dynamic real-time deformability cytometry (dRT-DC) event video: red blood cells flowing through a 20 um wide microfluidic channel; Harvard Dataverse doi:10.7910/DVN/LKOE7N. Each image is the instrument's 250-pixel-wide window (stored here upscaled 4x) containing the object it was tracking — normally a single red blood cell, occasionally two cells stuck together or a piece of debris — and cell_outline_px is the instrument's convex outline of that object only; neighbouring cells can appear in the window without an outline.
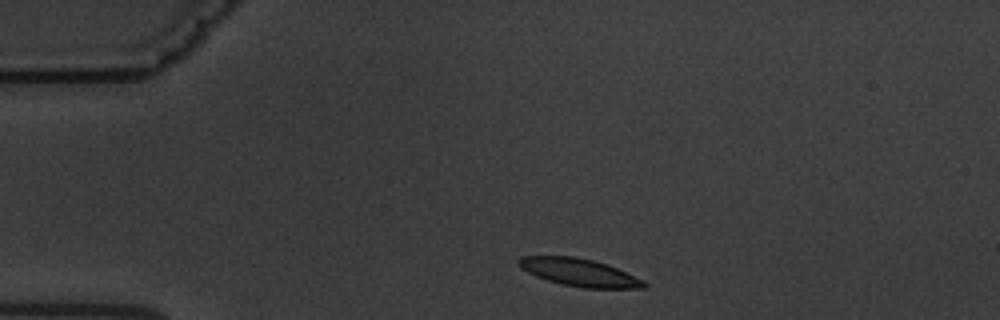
{"species": "common noctule bat (a hibernating species)", "species_latin": "Nyctalus noctula", "temperature_condition": "warm", "stored_images_in_passage": 5, "camera_frame_rate_fps": 3000, "um_per_image_px": 0.085, "animal": {"sex": "male", "body_mass_g": 19.5, "forearm_length_mm": 54.6}, "frame": {"image": 1, "passage_image": 1, "time_ms": 0.0, "image_size_px": [1000, 320], "cell_outline_px": [[648, 284], [644, 288], [584, 288], [564, 284], [548, 280], [536, 276], [520, 268], [516, 264], [516, 260], [520, 256], [576, 256], [608, 264], [644, 280]], "centroid_in_image_um": [49.22, 23.14], "position_along_channel_um": 35.8, "area_um2": 20.23}}
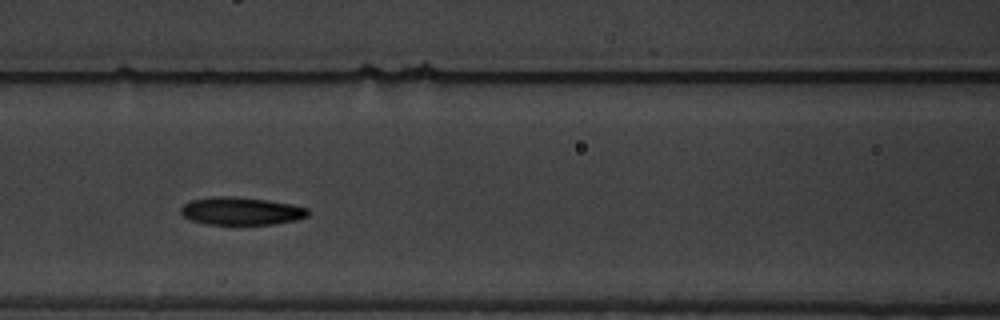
{"frame": {"image": 2, "passage_image": 4, "time_ms": 4.333, "image_size_px": [1000, 320], "cell_outline_px": [[308, 216], [296, 220], [276, 224], [204, 224], [192, 220], [184, 216], [180, 212], [180, 208], [184, 204], [192, 200], [212, 196], [232, 196], [268, 200], [292, 204], [308, 208]], "centroid_in_image_um": [20.5, 17.93], "position_along_channel_um": 146.1, "area_um2": 20.63}}
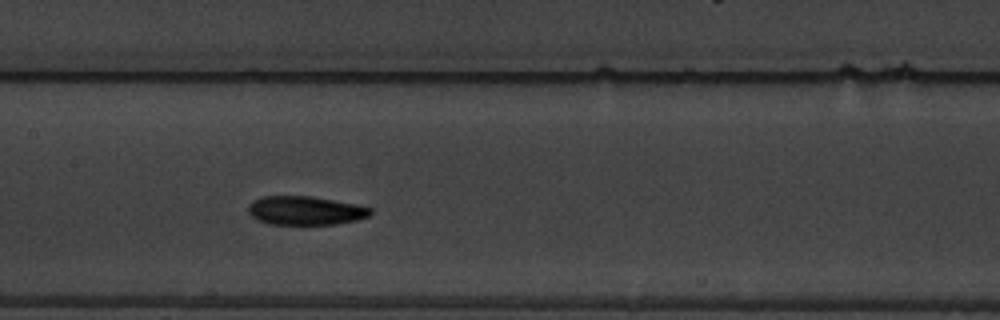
{"frame": {"image": 3, "passage_image": 5, "time_ms": 5.333, "image_size_px": [1000, 320], "cell_outline_px": [[372, 212], [368, 216], [356, 220], [336, 224], [268, 224], [256, 220], [248, 212], [248, 204], [264, 196], [312, 196], [356, 204], [372, 208]], "centroid_in_image_um": [25.95, 17.9], "position_along_channel_um": 181.5, "area_um2": 20.46}}